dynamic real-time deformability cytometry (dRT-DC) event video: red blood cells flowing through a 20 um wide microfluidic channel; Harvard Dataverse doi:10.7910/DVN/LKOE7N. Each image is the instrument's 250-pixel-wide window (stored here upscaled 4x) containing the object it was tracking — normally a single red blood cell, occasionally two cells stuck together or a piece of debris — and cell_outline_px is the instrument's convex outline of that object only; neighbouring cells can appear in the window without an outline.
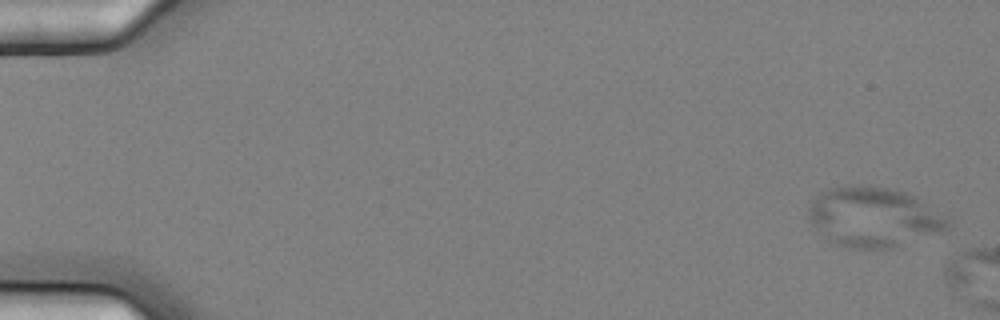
{"species": "common noctule bat (a hibernating species)", "species_latin": "Nyctalus noctula", "temperature_condition": "cold", "stored_images_in_passage": 2, "camera_frame_rate_fps": 3000, "um_per_image_px": 0.085, "animal": {"sex": "female", "body_mass_g": 25.1}, "frame": {"image": 1, "passage_image": 1, "time_ms": 0.0, "image_size_px": [1000, 320], "cell_outline_px": [[948, 228], [944, 232], [888, 248], [848, 248], [832, 244], [808, 220], [808, 208], [812, 200], [820, 192], [836, 184], [864, 184], [892, 188], [916, 196], [944, 216], [948, 220]], "centroid_in_image_um": [74.19, 18.42], "position_along_channel_um": 10.8, "area_um2": 49.01}}